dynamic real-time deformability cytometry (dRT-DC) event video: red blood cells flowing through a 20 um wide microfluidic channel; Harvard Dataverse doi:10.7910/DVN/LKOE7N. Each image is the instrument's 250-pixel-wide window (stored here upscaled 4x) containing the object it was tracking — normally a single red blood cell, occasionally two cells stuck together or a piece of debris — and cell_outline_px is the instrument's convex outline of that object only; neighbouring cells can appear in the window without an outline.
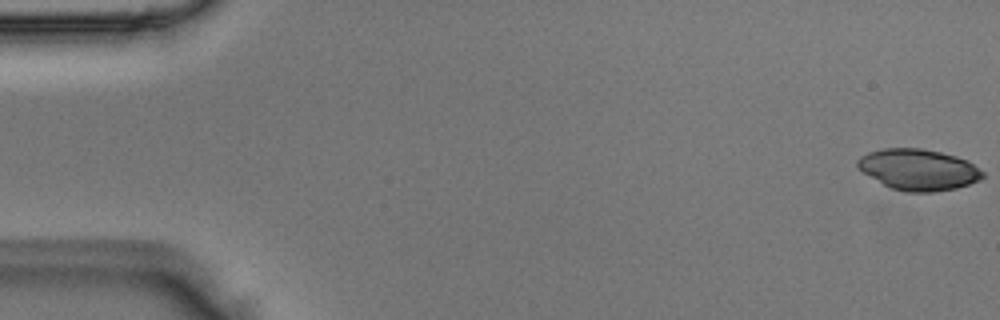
{"species": "Egyptian fruit bat (a non-hibernating species)", "species_latin": "Rousettus aegyptiacus", "temperature_condition": "room temperature", "stored_images_in_passage": 51, "camera_frame_rate_fps": 3000, "um_per_image_px": 0.085, "animal": {"sex": "male"}, "frame": {"image": 1, "passage_image": 1, "time_ms": 0.0, "image_size_px": [1000, 320], "cell_outline_px": [[984, 176], [980, 180], [956, 188], [932, 192], [904, 192], [892, 188], [884, 184], [864, 172], [856, 164], [856, 160], [860, 156], [868, 152], [884, 148], [920, 148], [940, 152], [956, 156], [968, 160], [984, 172]], "centroid_in_image_um": [78.09, 14.41], "position_along_channel_um": 6.9, "area_um2": 29.82}}
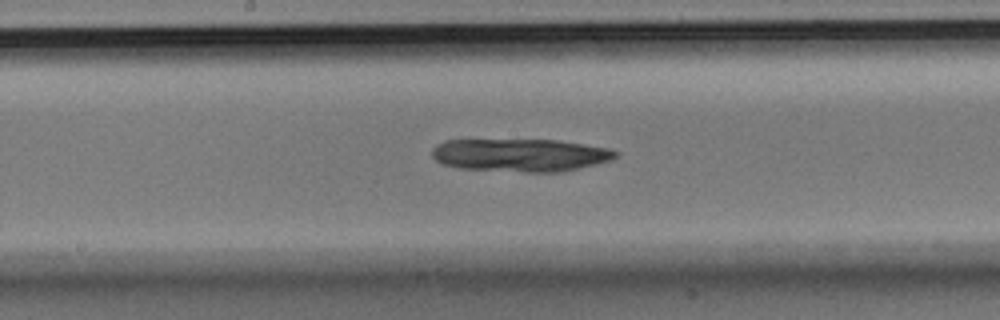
{"frame": {"image": 2, "passage_image": 27, "time_ms": 8.667, "image_size_px": [1000, 320], "cell_outline_px": [[620, 152], [612, 160], [596, 164], [560, 172], [524, 172], [460, 168], [444, 164], [436, 160], [432, 156], [432, 148], [436, 144], [444, 140], [556, 140], [608, 148]], "centroid_in_image_um": [44.22, 13.18], "position_along_channel_um": 204.0, "area_um2": 35.08}}
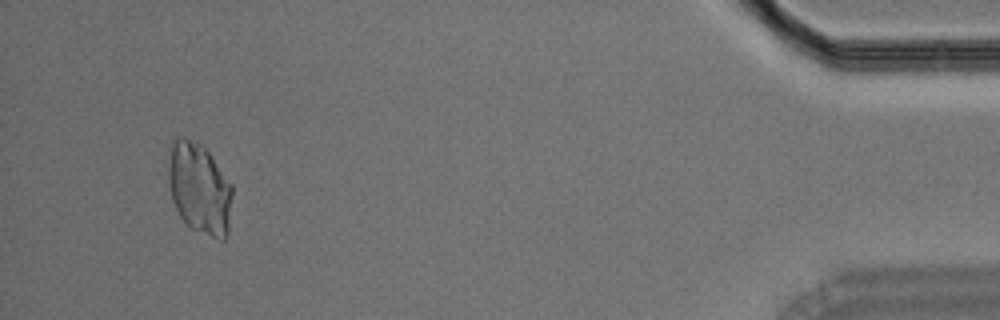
{"frame": {"image": 3, "passage_image": 49, "time_ms": 16.0, "image_size_px": [1000, 320], "cell_outline_px": [[232, 196], [228, 236], [224, 240], [220, 240], [192, 228], [180, 216], [172, 200], [168, 184], [168, 164], [172, 140], [176, 136], [184, 136], [192, 140], [204, 148], [208, 152], [232, 184]], "centroid_in_image_um": [16.95, 16.01], "position_along_channel_um": 418.3, "area_um2": 34.04}}